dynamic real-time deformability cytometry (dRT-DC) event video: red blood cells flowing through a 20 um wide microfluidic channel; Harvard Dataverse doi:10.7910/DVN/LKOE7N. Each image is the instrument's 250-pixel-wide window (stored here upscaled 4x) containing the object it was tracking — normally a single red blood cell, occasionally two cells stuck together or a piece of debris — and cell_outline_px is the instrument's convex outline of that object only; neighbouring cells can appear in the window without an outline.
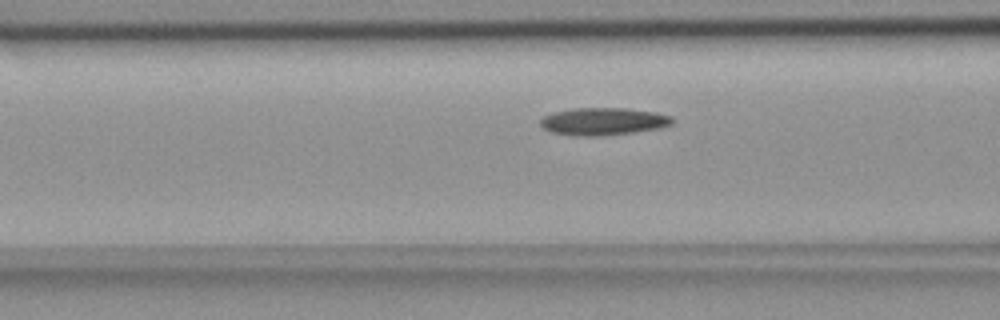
{"species": "common noctule bat (a hibernating species)", "species_latin": "Nyctalus noctula", "temperature_condition": "room temperature", "stored_images_in_passage": 7, "camera_frame_rate_fps": 3000, "um_per_image_px": 0.085, "animal": {"sex": "female", "body_mass_g": 18.4}, "frame": {"image": 1, "passage_image": 5, "time_ms": 1.333, "image_size_px": [1000, 320], "cell_outline_px": [[672, 124], [660, 128], [604, 136], [572, 136], [552, 132], [544, 128], [540, 124], [540, 120], [544, 116], [552, 112], [576, 108], [624, 108], [656, 112], [672, 116]], "centroid_in_image_um": [51.26, 10.32], "position_along_channel_um": 115.3, "area_um2": 21.15}}